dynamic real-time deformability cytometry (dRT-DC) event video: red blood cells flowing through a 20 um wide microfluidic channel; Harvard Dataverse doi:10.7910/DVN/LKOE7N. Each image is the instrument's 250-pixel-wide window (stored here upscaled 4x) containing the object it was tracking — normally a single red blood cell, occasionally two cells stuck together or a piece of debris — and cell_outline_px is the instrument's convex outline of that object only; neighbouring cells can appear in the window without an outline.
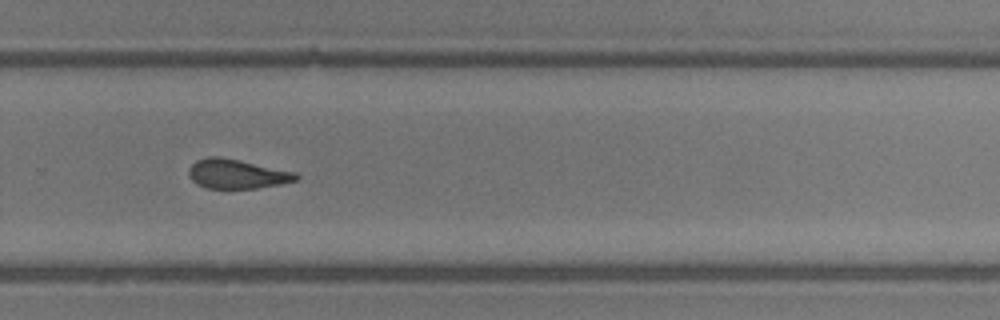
{"species": "common noctule bat (a hibernating species)", "species_latin": "Nyctalus noctula", "temperature_condition": "room temperature", "stored_images_in_passage": 25, "camera_frame_rate_fps": 3000, "um_per_image_px": 0.085, "animal": {"sex": "male", "body_mass_g": 13.3}, "frame": {"image": 1, "passage_image": 15, "time_ms": 4.667, "image_size_px": [1000, 320], "cell_outline_px": [[300, 176], [296, 180], [280, 184], [256, 188], [204, 188], [196, 184], [188, 176], [188, 168], [196, 160], [208, 156], [220, 156], [240, 160], [296, 172]], "centroid_in_image_um": [20.1, 14.77], "position_along_channel_um": 309.7, "area_um2": 18.5}}
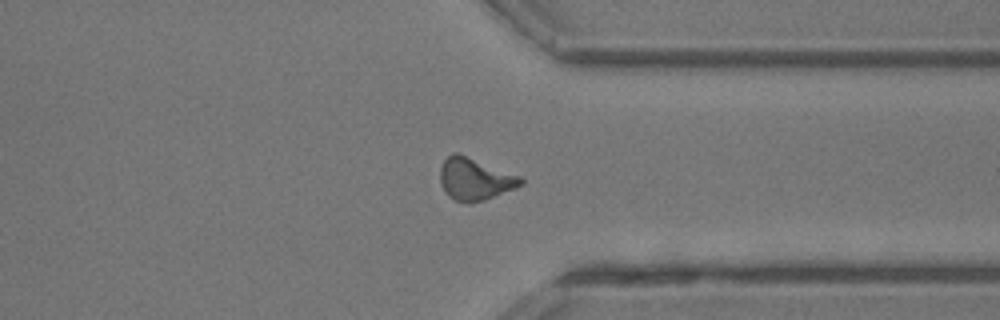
{"frame": {"image": 2, "passage_image": 18, "time_ms": 5.667, "image_size_px": [1000, 320], "cell_outline_px": [[524, 184], [484, 200], [456, 200], [448, 196], [444, 192], [440, 180], [440, 168], [444, 160], [452, 152], [456, 152], [520, 176], [524, 180]], "centroid_in_image_um": [40.35, 15.19], "position_along_channel_um": 371.1, "area_um2": 19.25}}
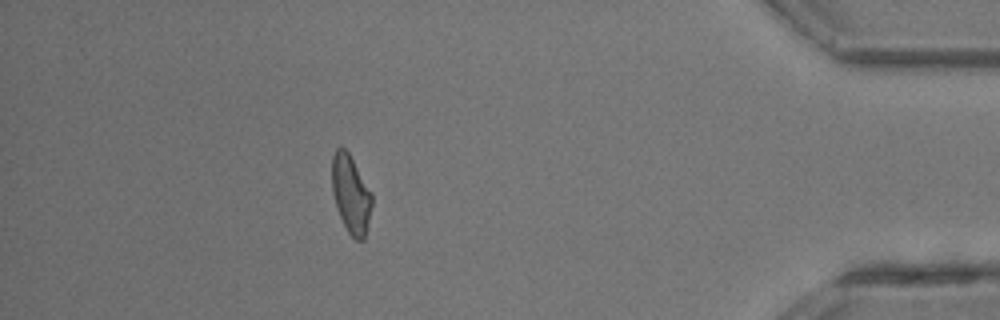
{"frame": {"image": 3, "passage_image": 22, "time_ms": 7.0, "image_size_px": [1000, 320], "cell_outline_px": [[372, 204], [364, 240], [356, 240], [348, 232], [340, 216], [332, 192], [332, 156], [336, 148], [344, 148], [348, 152], [372, 192]], "centroid_in_image_um": [29.82, 16.49], "position_along_channel_um": 405.4, "area_um2": 17.98}}